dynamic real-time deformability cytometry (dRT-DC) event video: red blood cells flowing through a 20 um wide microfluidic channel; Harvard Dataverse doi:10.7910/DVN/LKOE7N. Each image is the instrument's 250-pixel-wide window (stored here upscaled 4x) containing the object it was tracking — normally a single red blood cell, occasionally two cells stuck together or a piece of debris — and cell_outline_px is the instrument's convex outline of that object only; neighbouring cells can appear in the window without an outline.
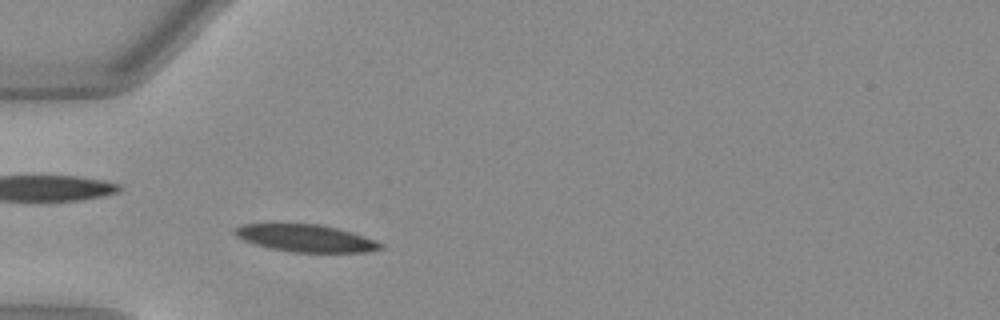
{"species": "Egyptian fruit bat (a non-hibernating species)", "species_latin": "Rousettus aegyptiacus", "temperature_condition": "warm", "stored_images_in_passage": 36, "camera_frame_rate_fps": 3000, "um_per_image_px": 0.085, "animal": {"sex": "female"}, "frame": {"image": 1, "passage_image": 3, "time_ms": 0.667, "image_size_px": [1000, 320], "cell_outline_px": [[384, 248], [368, 252], [292, 252], [268, 248], [244, 240], [236, 236], [232, 232], [236, 228], [244, 224], [320, 224], [352, 232], [376, 240], [384, 244]], "centroid_in_image_um": [26.03, 20.25], "position_along_channel_um": 59.0, "area_um2": 23.12}}
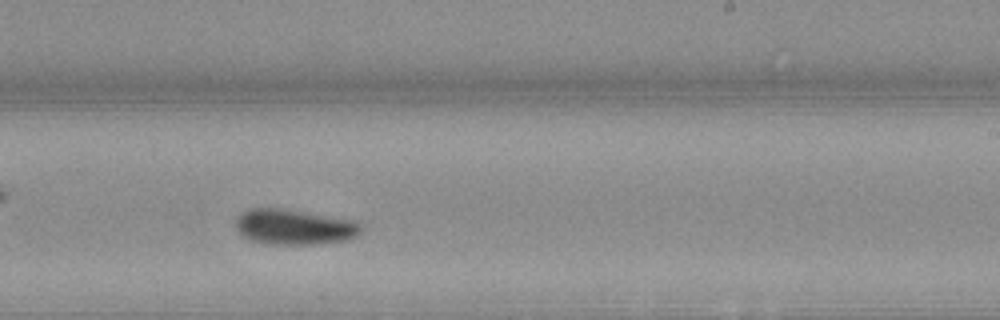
{"frame": {"image": 2, "passage_image": 19, "time_ms": 6.0, "image_size_px": [1000, 320], "cell_outline_px": [[360, 232], [356, 236], [348, 240], [320, 244], [264, 244], [248, 240], [236, 228], [236, 216], [240, 212], [248, 208], [280, 208], [356, 220], [360, 224]], "centroid_in_image_um": [24.98, 19.29], "position_along_channel_um": 264.0, "area_um2": 26.13}}
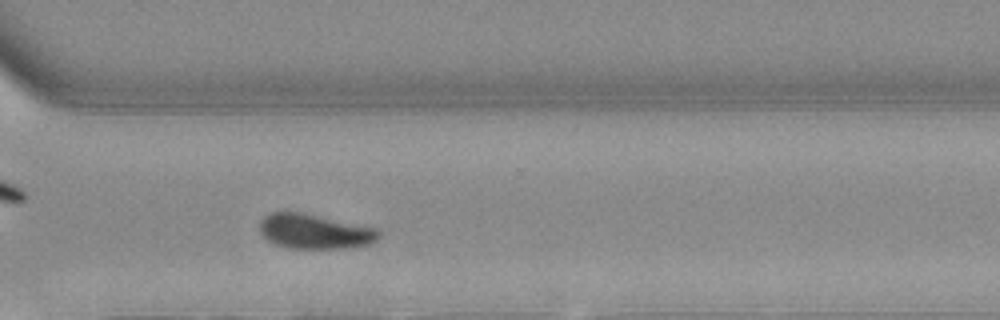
{"frame": {"image": 3, "passage_image": 25, "time_ms": 8.0, "image_size_px": [1000, 320], "cell_outline_px": [[380, 236], [376, 240], [368, 244], [352, 248], [288, 248], [276, 244], [268, 240], [260, 232], [260, 220], [264, 216], [272, 212], [300, 212], [376, 228], [380, 232]], "centroid_in_image_um": [26.74, 19.68], "position_along_channel_um": 343.9, "area_um2": 23.93}, "authors_computed_cell_mechanics": {"area_um2": 24.2471, "velocity_mm_per_s": 3.9731, "shape_relaxation_time_tau1_ms": 3.7531, "shape_relaxation_time_tau2_ms": 5.7174, "deformation_change_tau1": 0.1389, "deformation_change_tau2": 0.0941}}